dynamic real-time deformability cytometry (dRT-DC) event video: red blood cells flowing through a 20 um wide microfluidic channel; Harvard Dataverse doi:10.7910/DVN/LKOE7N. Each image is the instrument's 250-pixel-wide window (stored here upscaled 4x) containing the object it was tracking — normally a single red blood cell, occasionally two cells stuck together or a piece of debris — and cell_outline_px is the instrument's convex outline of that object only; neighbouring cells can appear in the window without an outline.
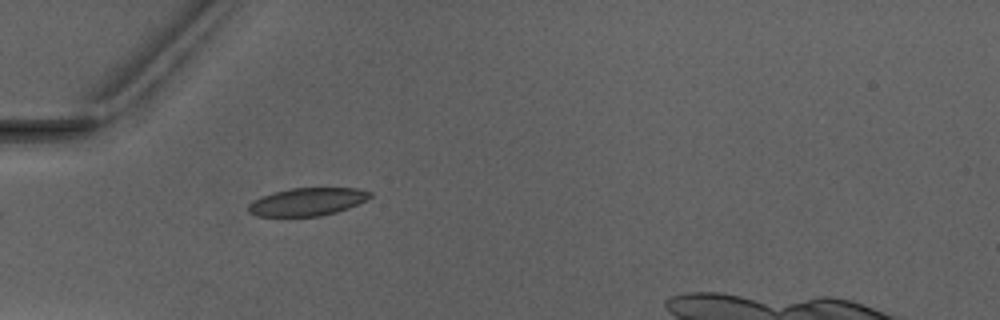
{"species": "Egyptian fruit bat (a non-hibernating species)", "species_latin": "Rousettus aegyptiacus", "temperature_condition": "warm", "stored_images_in_passage": 6, "camera_frame_rate_fps": 3000, "um_per_image_px": 0.085, "animal": {"sex": "male"}, "frame": {"image": 1, "passage_image": 6, "time_ms": 6.0, "image_size_px": [1000, 320], "cell_outline_px": [[372, 196], [348, 208], [336, 212], [320, 216], [256, 216], [248, 212], [248, 204], [272, 192], [292, 188], [356, 188], [372, 192]], "centroid_in_image_um": [26.12, 17.15], "position_along_channel_um": 58.9, "area_um2": 19.54}}